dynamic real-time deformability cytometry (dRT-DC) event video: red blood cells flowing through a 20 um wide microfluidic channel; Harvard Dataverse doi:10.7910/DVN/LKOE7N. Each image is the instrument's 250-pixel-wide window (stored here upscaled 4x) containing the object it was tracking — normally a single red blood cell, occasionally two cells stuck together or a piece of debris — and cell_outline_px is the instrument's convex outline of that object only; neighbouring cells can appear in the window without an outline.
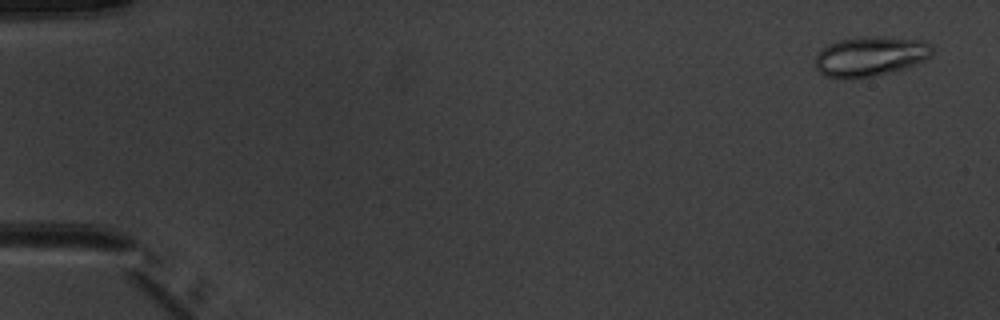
{"species": "common noctule bat (a hibernating species)", "species_latin": "Nyctalus noctula", "temperature_condition": "warm", "stored_images_in_passage": 6, "camera_frame_rate_fps": 3000, "um_per_image_px": 0.085, "animal": {"sex": "male", "body_mass_g": 20.1, "forearm_length_mm": 53.5}, "frame": {"image": 1, "passage_image": 1, "time_ms": 0.0, "image_size_px": [1000, 320], "cell_outline_px": [[932, 56], [900, 72], [852, 80], [848, 80], [824, 76], [816, 68], [816, 56], [828, 44], [840, 40], [864, 36], [872, 36], [924, 40], [932, 48]], "centroid_in_image_um": [74.0, 4.83], "position_along_channel_um": 11.0, "area_um2": 27.69}}
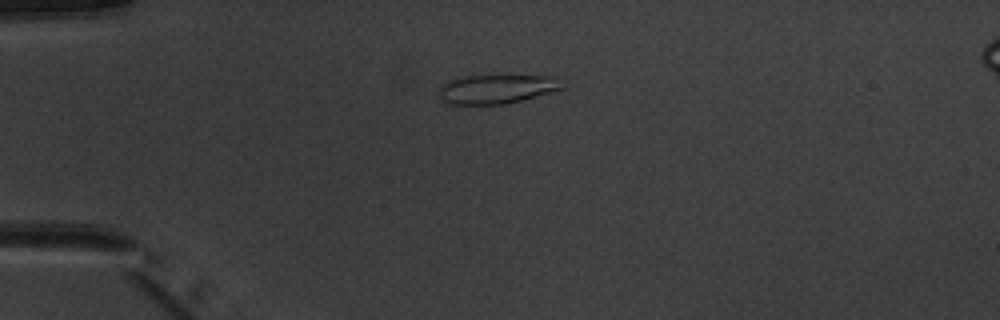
{"frame": {"image": 2, "passage_image": 4, "time_ms": 3.667, "image_size_px": [1000, 320], "cell_outline_px": [[564, 88], [552, 92], [508, 104], [448, 104], [440, 100], [436, 92], [440, 84], [448, 80], [460, 76], [500, 72], [552, 76]], "centroid_in_image_um": [42.13, 7.51], "position_along_channel_um": 42.9, "area_um2": 22.37}}